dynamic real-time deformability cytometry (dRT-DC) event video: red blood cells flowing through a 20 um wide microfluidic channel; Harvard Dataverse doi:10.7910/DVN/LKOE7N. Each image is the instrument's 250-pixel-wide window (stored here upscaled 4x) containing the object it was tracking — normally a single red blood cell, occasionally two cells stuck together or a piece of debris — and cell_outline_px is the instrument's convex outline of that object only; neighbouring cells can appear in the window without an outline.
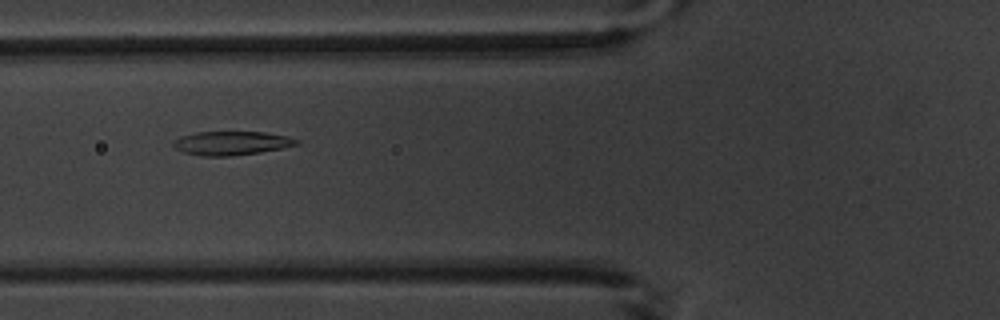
{"species": "common noctule bat (a hibernating species)", "species_latin": "Nyctalus noctula", "temperature_condition": "warm", "stored_images_in_passage": 11, "camera_frame_rate_fps": 3000, "um_per_image_px": 0.085, "animal": {"sex": "male", "body_mass_g": 20.1, "forearm_length_mm": 53.5}, "frame": {"image": 1, "passage_image": 7, "time_ms": 7.0, "image_size_px": [1000, 320], "cell_outline_px": [[300, 144], [260, 152], [232, 156], [200, 156], [184, 152], [176, 148], [172, 144], [180, 136], [196, 132], [264, 132], [288, 136], [300, 140]], "centroid_in_image_um": [19.7, 12.16], "position_along_channel_um": 106.1, "area_um2": 17.05}}
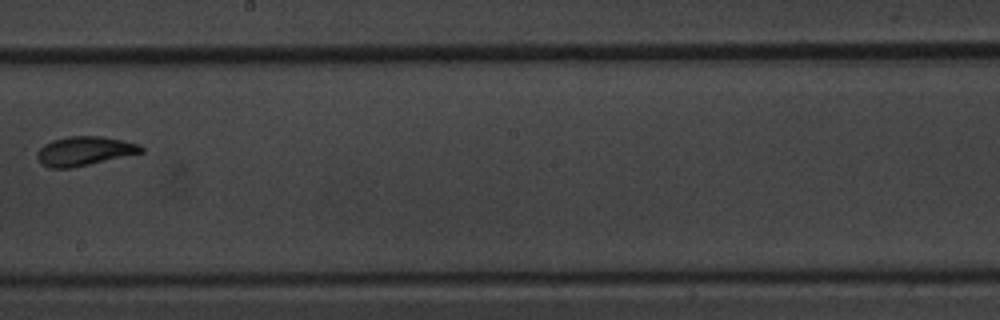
{"frame": {"image": 2, "passage_image": 10, "time_ms": 10.667, "image_size_px": [1000, 320], "cell_outline_px": [[144, 152], [72, 168], [48, 168], [40, 164], [36, 156], [36, 152], [44, 144], [52, 140], [68, 136], [100, 136], [140, 144], [144, 148]], "centroid_in_image_um": [7.14, 12.85], "position_along_channel_um": 241.1, "area_um2": 17.74}}
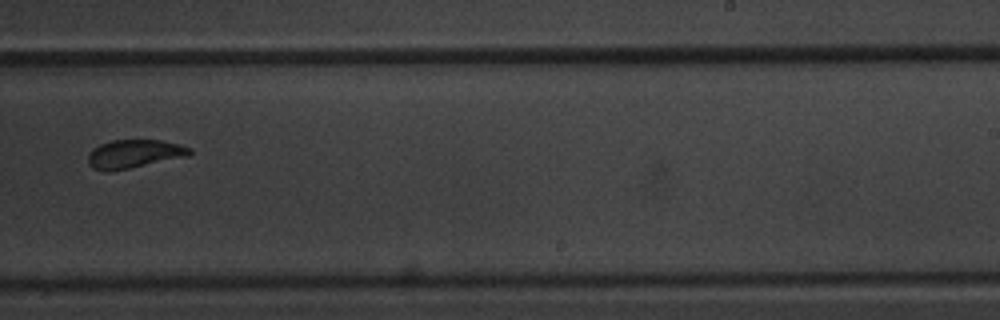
{"frame": {"image": 3, "passage_image": 11, "time_ms": 11.667, "image_size_px": [1000, 320], "cell_outline_px": [[192, 152], [188, 156], [128, 168], [92, 168], [88, 164], [88, 152], [92, 148], [100, 144], [112, 140], [160, 140], [180, 144], [192, 148]], "centroid_in_image_um": [11.44, 13.03], "position_along_channel_um": 277.6, "area_um2": 16.36}}